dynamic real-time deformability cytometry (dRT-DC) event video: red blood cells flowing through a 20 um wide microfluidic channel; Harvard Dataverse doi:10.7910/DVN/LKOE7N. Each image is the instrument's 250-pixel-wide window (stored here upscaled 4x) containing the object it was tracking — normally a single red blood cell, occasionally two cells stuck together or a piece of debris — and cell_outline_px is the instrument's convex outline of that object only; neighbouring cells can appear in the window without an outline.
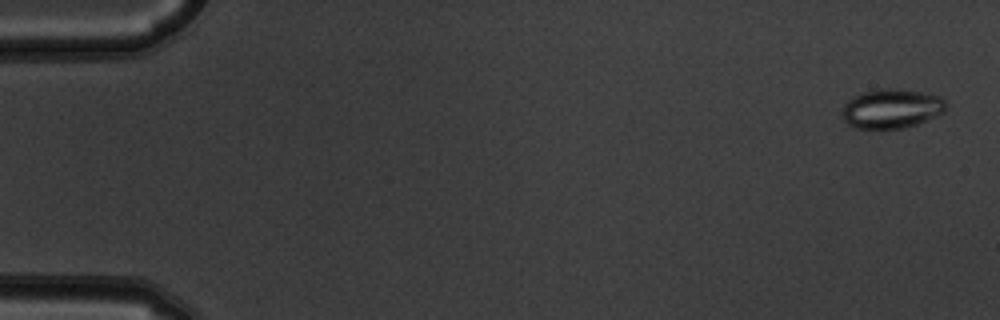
{"species": "common noctule bat (a hibernating species)", "species_latin": "Nyctalus noctula", "temperature_condition": "warm", "stored_images_in_passage": 5, "camera_frame_rate_fps": 3000, "um_per_image_px": 0.085, "animal": {"sex": "male", "body_mass_g": 19.5, "forearm_length_mm": 54.6}, "frame": {"image": 1, "passage_image": 1, "time_ms": 0.0, "image_size_px": [1000, 320], "cell_outline_px": [[944, 112], [916, 124], [904, 128], [856, 128], [848, 124], [844, 120], [840, 112], [844, 104], [852, 96], [864, 92], [880, 88], [892, 88], [920, 92], [940, 96], [944, 100]], "centroid_in_image_um": [75.72, 9.23], "position_along_channel_um": 9.3, "area_um2": 23.64}}